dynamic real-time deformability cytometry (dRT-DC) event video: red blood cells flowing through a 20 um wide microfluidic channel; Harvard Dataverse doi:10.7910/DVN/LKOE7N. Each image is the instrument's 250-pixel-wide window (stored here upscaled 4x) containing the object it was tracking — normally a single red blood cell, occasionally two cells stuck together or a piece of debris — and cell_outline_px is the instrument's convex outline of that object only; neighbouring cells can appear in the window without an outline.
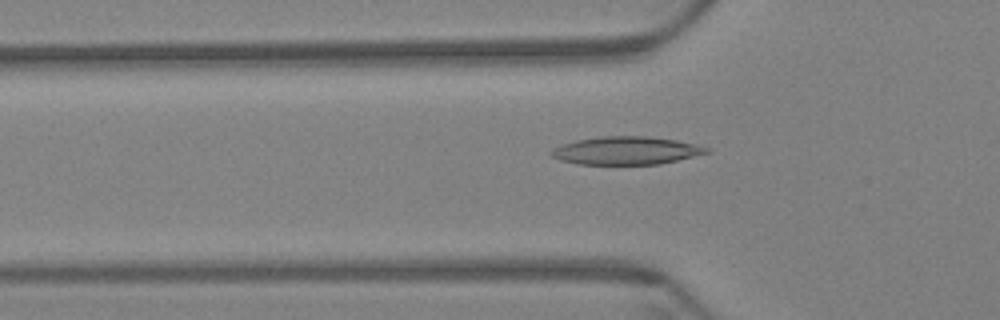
{"species": "Egyptian fruit bat (a non-hibernating species)", "species_latin": "Rousettus aegyptiacus", "temperature_condition": "warm", "stored_images_in_passage": 60, "camera_frame_rate_fps": 3000, "um_per_image_px": 0.085, "animal": {"sex": "female"}, "frame": {"image": 1, "passage_image": 20, "time_ms": 6.333, "image_size_px": [1000, 320], "cell_outline_px": [[708, 152], [660, 164], [580, 164], [560, 160], [552, 156], [548, 152], [552, 148], [560, 144], [576, 140], [600, 136], [644, 136], [676, 140], [708, 148]], "centroid_in_image_um": [53.12, 12.79], "position_along_channel_um": 72.7, "area_um2": 25.03}}
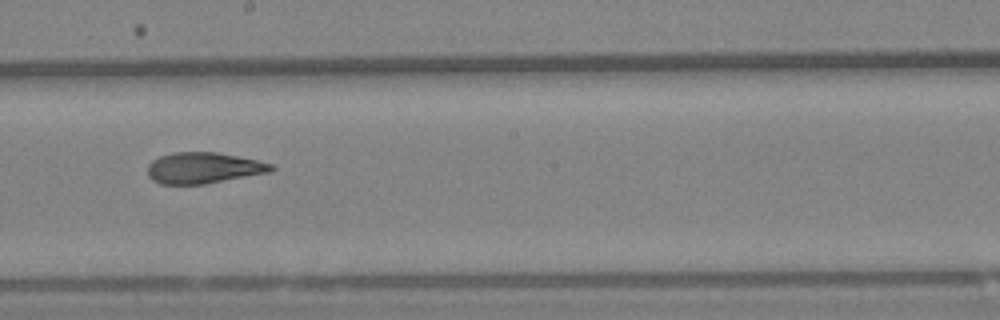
{"frame": {"image": 2, "passage_image": 34, "time_ms": 11.0, "image_size_px": [1000, 320], "cell_outline_px": [[276, 168], [272, 172], [204, 184], [160, 184], [152, 180], [148, 176], [148, 164], [152, 160], [160, 156], [172, 152], [216, 152], [256, 160], [272, 164]], "centroid_in_image_um": [17.29, 14.28], "position_along_channel_um": 230.9, "area_um2": 22.43}}
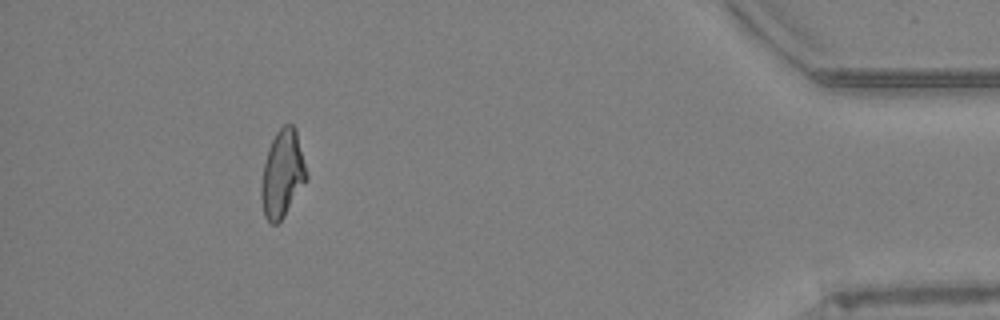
{"frame": {"image": 3, "passage_image": 55, "time_ms": 18.0, "image_size_px": [1000, 320], "cell_outline_px": [[308, 180], [284, 216], [276, 224], [272, 224], [264, 216], [260, 196], [260, 184], [264, 164], [268, 148], [276, 132], [284, 124], [292, 124], [296, 128], [308, 176]], "centroid_in_image_um": [24.0, 14.78], "position_along_channel_um": 411.2, "area_um2": 23.18}, "authors_computed_cell_mechanics": {"area_um2": 23.3512, "velocity_mm_per_s": 3.3999, "shape_relaxation_time_tau1_ms": null, "shape_relaxation_time_tau2_ms": 3.3109, "deformation_change_tau1": null, "deformation_change_tau2": 0.1122}}